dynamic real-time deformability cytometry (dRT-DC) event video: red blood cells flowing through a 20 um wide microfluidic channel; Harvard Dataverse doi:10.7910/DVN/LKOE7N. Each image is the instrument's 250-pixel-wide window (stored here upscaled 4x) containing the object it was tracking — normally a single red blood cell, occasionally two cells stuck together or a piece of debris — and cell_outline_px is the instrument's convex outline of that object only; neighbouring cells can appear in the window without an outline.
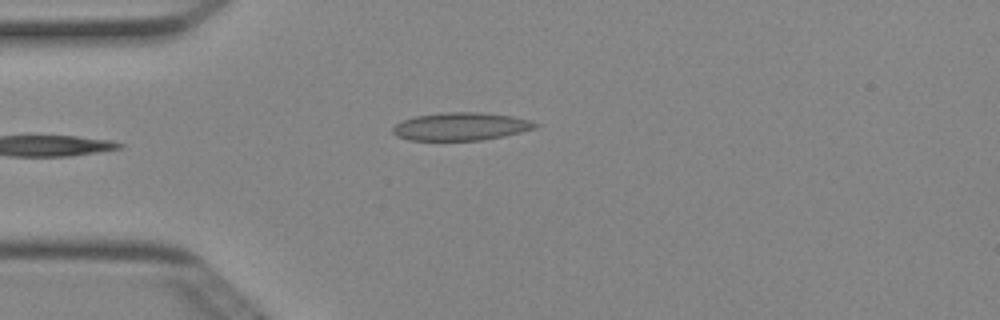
{"species": "Egyptian fruit bat (a non-hibernating species)", "species_latin": "Rousettus aegyptiacus", "temperature_condition": "cold", "stored_images_in_passage": 2, "camera_frame_rate_fps": 3000, "um_per_image_px": 0.085, "animal": {"sex": "female"}, "frame": {"image": 1, "passage_image": 2, "time_ms": 0.333, "image_size_px": [1000, 320], "cell_outline_px": [[540, 124], [536, 128], [504, 136], [484, 140], [408, 140], [396, 136], [392, 132], [392, 128], [396, 124], [404, 120], [416, 116], [444, 112], [476, 112], [512, 116], [528, 120]], "centroid_in_image_um": [39.17, 10.76], "position_along_channel_um": 45.8, "area_um2": 23.06}}